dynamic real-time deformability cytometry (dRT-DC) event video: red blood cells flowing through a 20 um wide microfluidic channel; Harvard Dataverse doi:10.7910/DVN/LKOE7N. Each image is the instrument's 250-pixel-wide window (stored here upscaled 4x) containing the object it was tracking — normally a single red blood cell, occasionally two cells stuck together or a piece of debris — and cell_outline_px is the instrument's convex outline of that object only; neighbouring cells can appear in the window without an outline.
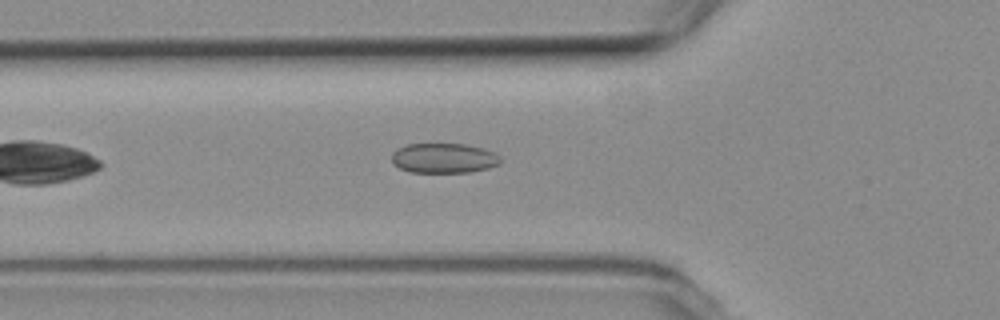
{"species": "common noctule bat (a hibernating species)", "species_latin": "Nyctalus noctula", "temperature_condition": "room temperature", "stored_images_in_passage": 45, "camera_frame_rate_fps": 3000, "um_per_image_px": 0.085, "animal": {"sex": "female", "body_mass_g": 19.3, "forearm_length_mm": 54.1}, "frame": {"image": 1, "passage_image": 7, "time_ms": 2.0, "image_size_px": [1000, 320], "cell_outline_px": [[500, 164], [488, 168], [472, 172], [408, 172], [392, 164], [392, 152], [408, 144], [464, 144], [484, 148], [496, 152], [500, 156]], "centroid_in_image_um": [37.75, 13.44], "position_along_channel_um": 88.1, "area_um2": 19.07}}
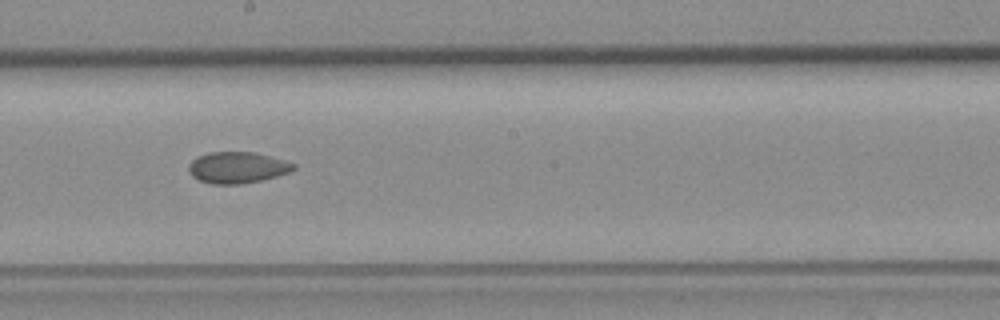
{"frame": {"image": 2, "passage_image": 19, "time_ms": 6.0, "image_size_px": [1000, 320], "cell_outline_px": [[296, 168], [288, 172], [276, 176], [260, 180], [240, 184], [212, 184], [200, 180], [192, 176], [188, 172], [188, 164], [196, 156], [208, 152], [256, 152], [284, 160], [296, 164]], "centroid_in_image_um": [20.14, 14.23], "position_along_channel_um": 228.1, "area_um2": 19.19}}
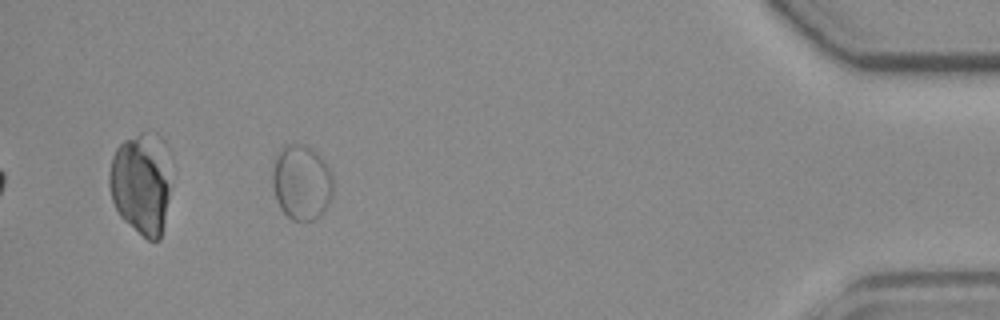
{"frame": {"image": 3, "passage_image": 40, "time_ms": 13.0, "image_size_px": [1000, 320], "cell_outline_px": [[332, 196], [324, 212], [316, 220], [292, 220], [280, 208], [276, 200], [272, 188], [272, 168], [276, 152], [284, 144], [304, 144], [312, 148], [320, 156], [328, 168], [332, 176]], "centroid_in_image_um": [25.6, 15.49], "position_along_channel_um": 409.6, "area_um2": 26.93}, "authors_computed_cell_mechanics": {"area_um2": 19.652, "velocity_mm_per_s": 3.4881, "shape_relaxation_time_tau1_ms": null, "shape_relaxation_time_tau2_ms": 0.9644, "deformation_change_tau1": null, "deformation_change_tau2": 0.0481}}